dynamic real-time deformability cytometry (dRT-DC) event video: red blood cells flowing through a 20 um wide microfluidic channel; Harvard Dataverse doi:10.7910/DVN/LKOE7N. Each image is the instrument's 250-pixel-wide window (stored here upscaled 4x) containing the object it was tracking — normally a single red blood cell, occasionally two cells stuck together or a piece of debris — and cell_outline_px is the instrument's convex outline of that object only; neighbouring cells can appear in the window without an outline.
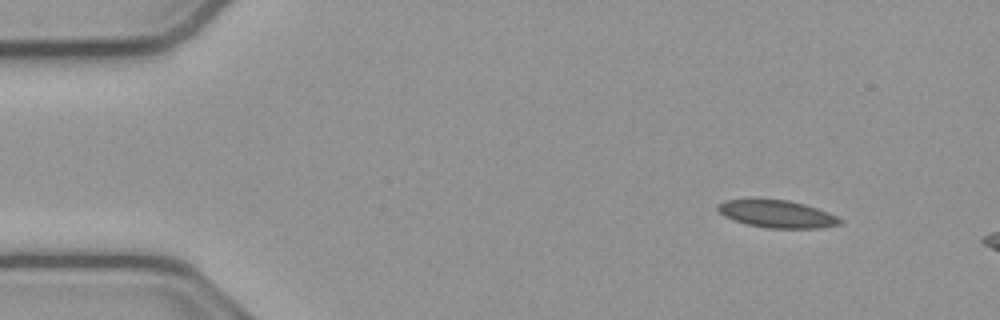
{"species": "common noctule bat (a hibernating species)", "species_latin": "Nyctalus noctula", "temperature_condition": "cold", "stored_images_in_passage": 14, "camera_frame_rate_fps": 3000, "um_per_image_px": 0.085, "animal": {"sex": "male", "body_mass_g": 23.1, "forearm_length_mm": 52.7}, "frame": {"image": 1, "passage_image": 5, "time_ms": 1.333, "image_size_px": [1000, 320], "cell_outline_px": [[844, 220], [840, 224], [820, 228], [764, 228], [748, 224], [724, 216], [716, 208], [716, 204], [724, 200], [788, 200], [804, 204], [828, 212]], "centroid_in_image_um": [66.06, 18.2], "position_along_channel_um": 18.9, "area_um2": 19.31}}